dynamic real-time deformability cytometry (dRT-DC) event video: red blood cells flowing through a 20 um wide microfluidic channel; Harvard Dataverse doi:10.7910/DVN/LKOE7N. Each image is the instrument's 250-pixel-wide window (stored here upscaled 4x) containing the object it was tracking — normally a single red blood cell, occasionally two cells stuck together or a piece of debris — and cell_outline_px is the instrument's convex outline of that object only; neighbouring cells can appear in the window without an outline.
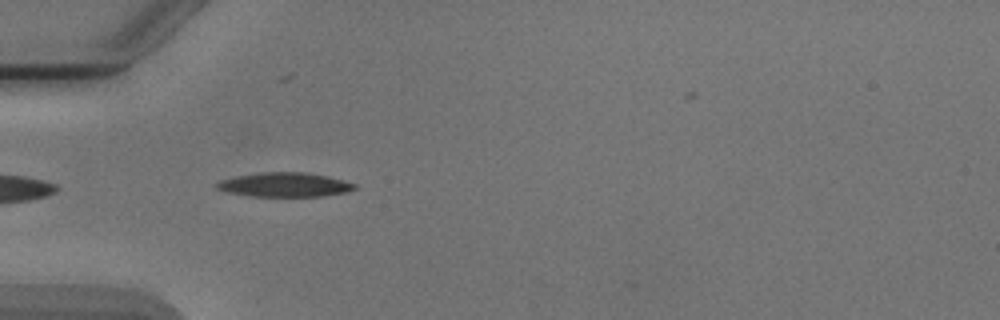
{"species": "Egyptian fruit bat (a non-hibernating species)", "species_latin": "Rousettus aegyptiacus", "temperature_condition": "cold", "stored_images_in_passage": 4, "camera_frame_rate_fps": 3000, "um_per_image_px": 0.085, "animal": {"sex": "male"}, "frame": {"image": 1, "passage_image": 2, "time_ms": 0.333, "image_size_px": [1000, 320], "cell_outline_px": [[356, 188], [348, 192], [324, 196], [248, 196], [224, 192], [216, 188], [212, 184], [220, 180], [236, 176], [260, 172], [308, 172], [328, 176], [344, 180], [356, 184]], "centroid_in_image_um": [24.16, 15.7], "position_along_channel_um": 60.8, "area_um2": 19.83}}